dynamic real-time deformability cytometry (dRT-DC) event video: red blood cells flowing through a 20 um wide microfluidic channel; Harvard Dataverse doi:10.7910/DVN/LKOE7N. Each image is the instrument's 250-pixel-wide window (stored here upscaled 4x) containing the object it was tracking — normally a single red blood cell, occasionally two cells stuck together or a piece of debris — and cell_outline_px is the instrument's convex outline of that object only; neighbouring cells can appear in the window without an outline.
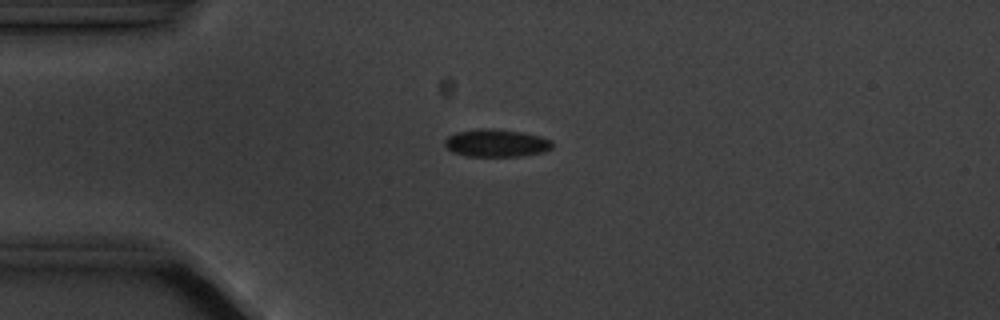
{"species": "common noctule bat (a hibernating species)", "species_latin": "Nyctalus noctula", "temperature_condition": "cold", "stored_images_in_passage": 9, "camera_frame_rate_fps": 3000, "um_per_image_px": 0.085, "animal": {"sex": "male", "body_mass_g": 20.1, "forearm_length_mm": 53.5}, "frame": {"image": 1, "passage_image": 4, "time_ms": 3.333, "image_size_px": [1000, 320], "cell_outline_px": [[552, 148], [544, 152], [520, 156], [468, 156], [452, 152], [444, 144], [444, 140], [448, 136], [456, 132], [480, 128], [492, 128], [520, 132], [540, 136], [552, 140]], "centroid_in_image_um": [42.18, 12.16], "position_along_channel_um": 42.8, "area_um2": 17.34}}